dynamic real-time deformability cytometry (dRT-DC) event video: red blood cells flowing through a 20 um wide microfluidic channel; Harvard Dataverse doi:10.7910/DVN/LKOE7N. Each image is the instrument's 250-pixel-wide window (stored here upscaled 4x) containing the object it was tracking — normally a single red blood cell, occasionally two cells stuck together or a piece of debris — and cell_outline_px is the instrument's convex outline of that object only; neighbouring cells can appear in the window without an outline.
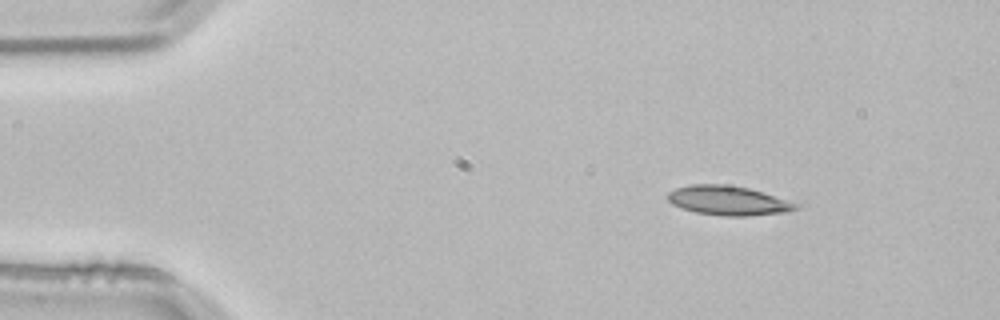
{"species": "common noctule bat (a hibernating species)", "species_latin": "Nyctalus noctula", "temperature_condition": "room temperature", "stored_images_in_passage": 2, "camera_frame_rate_fps": 3000, "um_per_image_px": 0.085, "animal": {"sex": "male", "body_mass_g": 21.5, "forearm_length_mm": 52.0}, "frame": {"image": 1, "passage_image": 1, "time_ms": 0.0, "image_size_px": [1000, 320], "cell_outline_px": [[808, 204], [792, 212], [748, 216], [724, 216], [696, 212], [672, 204], [668, 200], [668, 192], [676, 188], [692, 184], [728, 184], [748, 188], [804, 200]], "centroid_in_image_um": [62.21, 17.04], "position_along_channel_um": 22.8, "area_um2": 23.18}}